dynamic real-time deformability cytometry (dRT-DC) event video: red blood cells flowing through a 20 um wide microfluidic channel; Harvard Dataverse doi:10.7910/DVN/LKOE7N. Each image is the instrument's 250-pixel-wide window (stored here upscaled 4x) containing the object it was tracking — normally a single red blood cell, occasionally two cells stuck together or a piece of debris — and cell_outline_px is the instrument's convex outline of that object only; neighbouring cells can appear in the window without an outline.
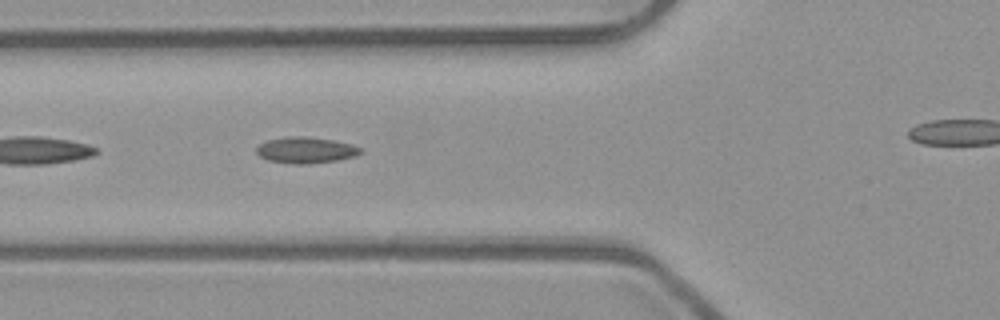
{"species": "common noctule bat (a hibernating species)", "species_latin": "Nyctalus noctula", "temperature_condition": "room temperature", "stored_images_in_passage": 13, "camera_frame_rate_fps": 3000, "um_per_image_px": 0.085, "animal": {"sex": "male", "body_mass_g": 23.1, "forearm_length_mm": 52.7}, "frame": {"image": 1, "passage_image": 4, "time_ms": 1.0, "image_size_px": [1000, 320], "cell_outline_px": [[364, 152], [356, 156], [336, 160], [308, 164], [292, 164], [268, 160], [260, 156], [256, 152], [256, 148], [260, 144], [268, 140], [288, 136], [308, 136], [332, 140], [352, 144], [360, 148]], "centroid_in_image_um": [26.0, 12.76], "position_along_channel_um": 99.8, "area_um2": 15.9}}
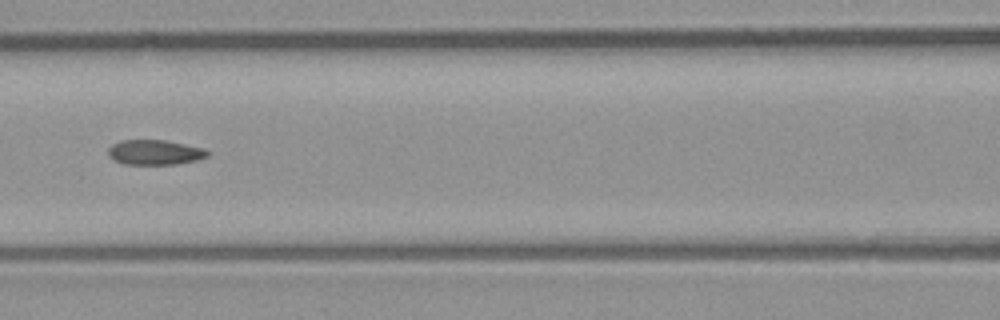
{"frame": {"image": 2, "passage_image": 8, "time_ms": 2.333, "image_size_px": [1000, 320], "cell_outline_px": [[208, 156], [196, 160], [176, 164], [124, 164], [112, 160], [108, 156], [108, 148], [112, 144], [124, 140], [164, 140], [204, 148], [208, 152]], "centroid_in_image_um": [13.12, 12.95], "position_along_channel_um": 153.5, "area_um2": 14.39}}
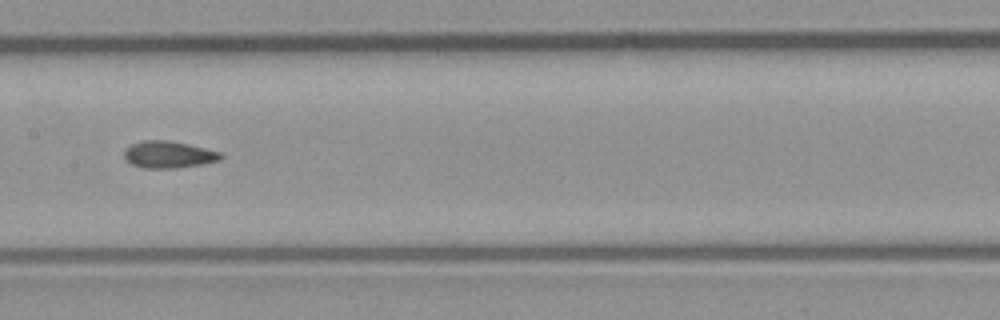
{"frame": {"image": 3, "passage_image": 11, "time_ms": 3.333, "image_size_px": [1000, 320], "cell_outline_px": [[224, 156], [220, 160], [204, 164], [176, 168], [144, 168], [132, 164], [124, 160], [124, 152], [132, 144], [144, 140], [168, 140], [188, 144], [220, 152]], "centroid_in_image_um": [14.34, 13.14], "position_along_channel_um": 193.1, "area_um2": 15.14}}